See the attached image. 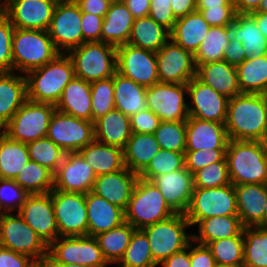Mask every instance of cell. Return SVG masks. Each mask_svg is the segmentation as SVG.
I'll return each instance as SVG.
<instances>
[{
	"label": "cell",
	"mask_w": 267,
	"mask_h": 267,
	"mask_svg": "<svg viewBox=\"0 0 267 267\" xmlns=\"http://www.w3.org/2000/svg\"><path fill=\"white\" fill-rule=\"evenodd\" d=\"M225 127L229 140L263 141L267 133V97L241 93L230 98Z\"/></svg>",
	"instance_id": "6da1fadb"
},
{
	"label": "cell",
	"mask_w": 267,
	"mask_h": 267,
	"mask_svg": "<svg viewBox=\"0 0 267 267\" xmlns=\"http://www.w3.org/2000/svg\"><path fill=\"white\" fill-rule=\"evenodd\" d=\"M225 157L233 185L267 184V154L263 141L229 140Z\"/></svg>",
	"instance_id": "7a4b0ae2"
},
{
	"label": "cell",
	"mask_w": 267,
	"mask_h": 267,
	"mask_svg": "<svg viewBox=\"0 0 267 267\" xmlns=\"http://www.w3.org/2000/svg\"><path fill=\"white\" fill-rule=\"evenodd\" d=\"M25 76L27 99L56 105L75 73L70 57L60 53L49 63L29 71Z\"/></svg>",
	"instance_id": "3957f363"
},
{
	"label": "cell",
	"mask_w": 267,
	"mask_h": 267,
	"mask_svg": "<svg viewBox=\"0 0 267 267\" xmlns=\"http://www.w3.org/2000/svg\"><path fill=\"white\" fill-rule=\"evenodd\" d=\"M174 214L156 185L139 177L124 211L125 222L135 229H143Z\"/></svg>",
	"instance_id": "277c9868"
},
{
	"label": "cell",
	"mask_w": 267,
	"mask_h": 267,
	"mask_svg": "<svg viewBox=\"0 0 267 267\" xmlns=\"http://www.w3.org/2000/svg\"><path fill=\"white\" fill-rule=\"evenodd\" d=\"M60 54L46 30L15 28L12 39L13 72L26 75Z\"/></svg>",
	"instance_id": "5b68a950"
},
{
	"label": "cell",
	"mask_w": 267,
	"mask_h": 267,
	"mask_svg": "<svg viewBox=\"0 0 267 267\" xmlns=\"http://www.w3.org/2000/svg\"><path fill=\"white\" fill-rule=\"evenodd\" d=\"M75 76L92 83L108 79L117 72V47L101 41L84 42L67 53Z\"/></svg>",
	"instance_id": "8992f818"
},
{
	"label": "cell",
	"mask_w": 267,
	"mask_h": 267,
	"mask_svg": "<svg viewBox=\"0 0 267 267\" xmlns=\"http://www.w3.org/2000/svg\"><path fill=\"white\" fill-rule=\"evenodd\" d=\"M190 226L184 214L176 213L164 221L142 229L147 235L154 262L158 266L190 244L193 234H187L185 231Z\"/></svg>",
	"instance_id": "52a82bcc"
},
{
	"label": "cell",
	"mask_w": 267,
	"mask_h": 267,
	"mask_svg": "<svg viewBox=\"0 0 267 267\" xmlns=\"http://www.w3.org/2000/svg\"><path fill=\"white\" fill-rule=\"evenodd\" d=\"M56 110L54 104L34 102L29 99L2 128L10 139L29 143L46 137L50 119Z\"/></svg>",
	"instance_id": "ba28073f"
},
{
	"label": "cell",
	"mask_w": 267,
	"mask_h": 267,
	"mask_svg": "<svg viewBox=\"0 0 267 267\" xmlns=\"http://www.w3.org/2000/svg\"><path fill=\"white\" fill-rule=\"evenodd\" d=\"M184 215L191 226L210 217L238 215L234 185L231 183L215 188L194 187Z\"/></svg>",
	"instance_id": "9c48e42d"
},
{
	"label": "cell",
	"mask_w": 267,
	"mask_h": 267,
	"mask_svg": "<svg viewBox=\"0 0 267 267\" xmlns=\"http://www.w3.org/2000/svg\"><path fill=\"white\" fill-rule=\"evenodd\" d=\"M0 246L29 256L34 261L46 260L48 257V245L18 212L16 215L12 212L2 214L0 218Z\"/></svg>",
	"instance_id": "30bf717a"
},
{
	"label": "cell",
	"mask_w": 267,
	"mask_h": 267,
	"mask_svg": "<svg viewBox=\"0 0 267 267\" xmlns=\"http://www.w3.org/2000/svg\"><path fill=\"white\" fill-rule=\"evenodd\" d=\"M47 263L79 264L107 267L102 251L94 237L59 236L48 246Z\"/></svg>",
	"instance_id": "8fae6325"
},
{
	"label": "cell",
	"mask_w": 267,
	"mask_h": 267,
	"mask_svg": "<svg viewBox=\"0 0 267 267\" xmlns=\"http://www.w3.org/2000/svg\"><path fill=\"white\" fill-rule=\"evenodd\" d=\"M47 137L65 153L79 152L95 140L94 123L56 109L49 122Z\"/></svg>",
	"instance_id": "7c38bea8"
},
{
	"label": "cell",
	"mask_w": 267,
	"mask_h": 267,
	"mask_svg": "<svg viewBox=\"0 0 267 267\" xmlns=\"http://www.w3.org/2000/svg\"><path fill=\"white\" fill-rule=\"evenodd\" d=\"M82 12L75 2L58 0L48 34L59 53L67 54L83 44Z\"/></svg>",
	"instance_id": "4fadbf2b"
},
{
	"label": "cell",
	"mask_w": 267,
	"mask_h": 267,
	"mask_svg": "<svg viewBox=\"0 0 267 267\" xmlns=\"http://www.w3.org/2000/svg\"><path fill=\"white\" fill-rule=\"evenodd\" d=\"M59 236H88L86 194L51 191Z\"/></svg>",
	"instance_id": "5bb4252c"
},
{
	"label": "cell",
	"mask_w": 267,
	"mask_h": 267,
	"mask_svg": "<svg viewBox=\"0 0 267 267\" xmlns=\"http://www.w3.org/2000/svg\"><path fill=\"white\" fill-rule=\"evenodd\" d=\"M187 84L157 83L147 87V107L161 121H186L189 116L185 96Z\"/></svg>",
	"instance_id": "9a60e30c"
},
{
	"label": "cell",
	"mask_w": 267,
	"mask_h": 267,
	"mask_svg": "<svg viewBox=\"0 0 267 267\" xmlns=\"http://www.w3.org/2000/svg\"><path fill=\"white\" fill-rule=\"evenodd\" d=\"M117 72L145 87L160 82L156 53L128 43L117 47Z\"/></svg>",
	"instance_id": "2e32d148"
},
{
	"label": "cell",
	"mask_w": 267,
	"mask_h": 267,
	"mask_svg": "<svg viewBox=\"0 0 267 267\" xmlns=\"http://www.w3.org/2000/svg\"><path fill=\"white\" fill-rule=\"evenodd\" d=\"M160 83L187 84L196 77L194 55L171 38L156 52Z\"/></svg>",
	"instance_id": "e0dca14e"
},
{
	"label": "cell",
	"mask_w": 267,
	"mask_h": 267,
	"mask_svg": "<svg viewBox=\"0 0 267 267\" xmlns=\"http://www.w3.org/2000/svg\"><path fill=\"white\" fill-rule=\"evenodd\" d=\"M58 0H6L3 13L15 28L48 30Z\"/></svg>",
	"instance_id": "ac0fdd59"
},
{
	"label": "cell",
	"mask_w": 267,
	"mask_h": 267,
	"mask_svg": "<svg viewBox=\"0 0 267 267\" xmlns=\"http://www.w3.org/2000/svg\"><path fill=\"white\" fill-rule=\"evenodd\" d=\"M97 176L79 152L65 153L54 173L53 189L87 194L92 191Z\"/></svg>",
	"instance_id": "d6986e66"
},
{
	"label": "cell",
	"mask_w": 267,
	"mask_h": 267,
	"mask_svg": "<svg viewBox=\"0 0 267 267\" xmlns=\"http://www.w3.org/2000/svg\"><path fill=\"white\" fill-rule=\"evenodd\" d=\"M18 213L48 246L59 237L51 192L29 194Z\"/></svg>",
	"instance_id": "ffe728a7"
},
{
	"label": "cell",
	"mask_w": 267,
	"mask_h": 267,
	"mask_svg": "<svg viewBox=\"0 0 267 267\" xmlns=\"http://www.w3.org/2000/svg\"><path fill=\"white\" fill-rule=\"evenodd\" d=\"M187 89L192 105H188L189 116L225 123L229 98L203 84L196 77L187 83Z\"/></svg>",
	"instance_id": "44dd1931"
},
{
	"label": "cell",
	"mask_w": 267,
	"mask_h": 267,
	"mask_svg": "<svg viewBox=\"0 0 267 267\" xmlns=\"http://www.w3.org/2000/svg\"><path fill=\"white\" fill-rule=\"evenodd\" d=\"M152 182L175 213L184 214L194 191L193 174L185 167L155 177Z\"/></svg>",
	"instance_id": "7402d4cb"
},
{
	"label": "cell",
	"mask_w": 267,
	"mask_h": 267,
	"mask_svg": "<svg viewBox=\"0 0 267 267\" xmlns=\"http://www.w3.org/2000/svg\"><path fill=\"white\" fill-rule=\"evenodd\" d=\"M138 178L137 173L124 167L117 172L97 176L91 192L125 211Z\"/></svg>",
	"instance_id": "603a6c76"
},
{
	"label": "cell",
	"mask_w": 267,
	"mask_h": 267,
	"mask_svg": "<svg viewBox=\"0 0 267 267\" xmlns=\"http://www.w3.org/2000/svg\"><path fill=\"white\" fill-rule=\"evenodd\" d=\"M229 138L225 123L212 122L188 116L186 120L185 151L200 149H227Z\"/></svg>",
	"instance_id": "cb8c5ba5"
},
{
	"label": "cell",
	"mask_w": 267,
	"mask_h": 267,
	"mask_svg": "<svg viewBox=\"0 0 267 267\" xmlns=\"http://www.w3.org/2000/svg\"><path fill=\"white\" fill-rule=\"evenodd\" d=\"M237 210L243 227H263L267 184L234 185Z\"/></svg>",
	"instance_id": "d4e9b609"
},
{
	"label": "cell",
	"mask_w": 267,
	"mask_h": 267,
	"mask_svg": "<svg viewBox=\"0 0 267 267\" xmlns=\"http://www.w3.org/2000/svg\"><path fill=\"white\" fill-rule=\"evenodd\" d=\"M196 78L229 99L241 94L236 66L226 61L198 65Z\"/></svg>",
	"instance_id": "484cf974"
},
{
	"label": "cell",
	"mask_w": 267,
	"mask_h": 267,
	"mask_svg": "<svg viewBox=\"0 0 267 267\" xmlns=\"http://www.w3.org/2000/svg\"><path fill=\"white\" fill-rule=\"evenodd\" d=\"M88 236L94 237L125 222L124 211L93 192L86 194Z\"/></svg>",
	"instance_id": "4316f807"
},
{
	"label": "cell",
	"mask_w": 267,
	"mask_h": 267,
	"mask_svg": "<svg viewBox=\"0 0 267 267\" xmlns=\"http://www.w3.org/2000/svg\"><path fill=\"white\" fill-rule=\"evenodd\" d=\"M27 100L26 76L0 73V130Z\"/></svg>",
	"instance_id": "83f0119b"
},
{
	"label": "cell",
	"mask_w": 267,
	"mask_h": 267,
	"mask_svg": "<svg viewBox=\"0 0 267 267\" xmlns=\"http://www.w3.org/2000/svg\"><path fill=\"white\" fill-rule=\"evenodd\" d=\"M134 20L124 2H112L102 23L101 42L115 47L127 44Z\"/></svg>",
	"instance_id": "f1b7e54d"
},
{
	"label": "cell",
	"mask_w": 267,
	"mask_h": 267,
	"mask_svg": "<svg viewBox=\"0 0 267 267\" xmlns=\"http://www.w3.org/2000/svg\"><path fill=\"white\" fill-rule=\"evenodd\" d=\"M56 109L92 122L91 83L74 77L64 88Z\"/></svg>",
	"instance_id": "f546056e"
},
{
	"label": "cell",
	"mask_w": 267,
	"mask_h": 267,
	"mask_svg": "<svg viewBox=\"0 0 267 267\" xmlns=\"http://www.w3.org/2000/svg\"><path fill=\"white\" fill-rule=\"evenodd\" d=\"M210 28L211 26L204 20L202 14L195 10L186 16L177 18L170 31V38L195 55Z\"/></svg>",
	"instance_id": "4dcf8cb0"
},
{
	"label": "cell",
	"mask_w": 267,
	"mask_h": 267,
	"mask_svg": "<svg viewBox=\"0 0 267 267\" xmlns=\"http://www.w3.org/2000/svg\"><path fill=\"white\" fill-rule=\"evenodd\" d=\"M94 131L96 141L124 149L132 134L130 117L113 109L94 122Z\"/></svg>",
	"instance_id": "1f68e13d"
},
{
	"label": "cell",
	"mask_w": 267,
	"mask_h": 267,
	"mask_svg": "<svg viewBox=\"0 0 267 267\" xmlns=\"http://www.w3.org/2000/svg\"><path fill=\"white\" fill-rule=\"evenodd\" d=\"M115 109L131 117L147 109V87L137 84L118 72L113 76Z\"/></svg>",
	"instance_id": "d6a6232c"
},
{
	"label": "cell",
	"mask_w": 267,
	"mask_h": 267,
	"mask_svg": "<svg viewBox=\"0 0 267 267\" xmlns=\"http://www.w3.org/2000/svg\"><path fill=\"white\" fill-rule=\"evenodd\" d=\"M231 33L242 43L245 59L267 55V38L249 13H236L230 25Z\"/></svg>",
	"instance_id": "836d02e7"
},
{
	"label": "cell",
	"mask_w": 267,
	"mask_h": 267,
	"mask_svg": "<svg viewBox=\"0 0 267 267\" xmlns=\"http://www.w3.org/2000/svg\"><path fill=\"white\" fill-rule=\"evenodd\" d=\"M79 153L91 166L96 176L117 172L125 167L123 149L96 140L82 148Z\"/></svg>",
	"instance_id": "e575fe53"
},
{
	"label": "cell",
	"mask_w": 267,
	"mask_h": 267,
	"mask_svg": "<svg viewBox=\"0 0 267 267\" xmlns=\"http://www.w3.org/2000/svg\"><path fill=\"white\" fill-rule=\"evenodd\" d=\"M160 149L154 134L132 133L123 149L124 165L139 174Z\"/></svg>",
	"instance_id": "d590c367"
},
{
	"label": "cell",
	"mask_w": 267,
	"mask_h": 267,
	"mask_svg": "<svg viewBox=\"0 0 267 267\" xmlns=\"http://www.w3.org/2000/svg\"><path fill=\"white\" fill-rule=\"evenodd\" d=\"M169 39L168 29L145 16L134 20L128 44L156 53Z\"/></svg>",
	"instance_id": "8d00e7d4"
},
{
	"label": "cell",
	"mask_w": 267,
	"mask_h": 267,
	"mask_svg": "<svg viewBox=\"0 0 267 267\" xmlns=\"http://www.w3.org/2000/svg\"><path fill=\"white\" fill-rule=\"evenodd\" d=\"M196 226L199 234H193V242L203 245L219 239L235 237L244 228L238 215L206 218Z\"/></svg>",
	"instance_id": "74e56055"
},
{
	"label": "cell",
	"mask_w": 267,
	"mask_h": 267,
	"mask_svg": "<svg viewBox=\"0 0 267 267\" xmlns=\"http://www.w3.org/2000/svg\"><path fill=\"white\" fill-rule=\"evenodd\" d=\"M29 160L27 144L10 139L0 130V178L14 180Z\"/></svg>",
	"instance_id": "f35d334b"
},
{
	"label": "cell",
	"mask_w": 267,
	"mask_h": 267,
	"mask_svg": "<svg viewBox=\"0 0 267 267\" xmlns=\"http://www.w3.org/2000/svg\"><path fill=\"white\" fill-rule=\"evenodd\" d=\"M241 93L265 94L267 90V55L251 57L236 66Z\"/></svg>",
	"instance_id": "ab89813d"
},
{
	"label": "cell",
	"mask_w": 267,
	"mask_h": 267,
	"mask_svg": "<svg viewBox=\"0 0 267 267\" xmlns=\"http://www.w3.org/2000/svg\"><path fill=\"white\" fill-rule=\"evenodd\" d=\"M134 230L131 224L124 222L116 228L94 236L108 264L120 262Z\"/></svg>",
	"instance_id": "60d3db41"
},
{
	"label": "cell",
	"mask_w": 267,
	"mask_h": 267,
	"mask_svg": "<svg viewBox=\"0 0 267 267\" xmlns=\"http://www.w3.org/2000/svg\"><path fill=\"white\" fill-rule=\"evenodd\" d=\"M230 35V26L211 27L194 55L196 67L208 62L222 61L230 44Z\"/></svg>",
	"instance_id": "b9f144b4"
},
{
	"label": "cell",
	"mask_w": 267,
	"mask_h": 267,
	"mask_svg": "<svg viewBox=\"0 0 267 267\" xmlns=\"http://www.w3.org/2000/svg\"><path fill=\"white\" fill-rule=\"evenodd\" d=\"M14 181L28 194L50 193L54 185V173L35 161L29 160Z\"/></svg>",
	"instance_id": "7bdbcfd3"
},
{
	"label": "cell",
	"mask_w": 267,
	"mask_h": 267,
	"mask_svg": "<svg viewBox=\"0 0 267 267\" xmlns=\"http://www.w3.org/2000/svg\"><path fill=\"white\" fill-rule=\"evenodd\" d=\"M243 267H267V228L244 227Z\"/></svg>",
	"instance_id": "ee69618b"
},
{
	"label": "cell",
	"mask_w": 267,
	"mask_h": 267,
	"mask_svg": "<svg viewBox=\"0 0 267 267\" xmlns=\"http://www.w3.org/2000/svg\"><path fill=\"white\" fill-rule=\"evenodd\" d=\"M218 266L243 267V230L235 237L223 238L207 244Z\"/></svg>",
	"instance_id": "f6af8a7d"
},
{
	"label": "cell",
	"mask_w": 267,
	"mask_h": 267,
	"mask_svg": "<svg viewBox=\"0 0 267 267\" xmlns=\"http://www.w3.org/2000/svg\"><path fill=\"white\" fill-rule=\"evenodd\" d=\"M118 267H157L154 262L150 243L142 229H135L123 258Z\"/></svg>",
	"instance_id": "bcb514c9"
},
{
	"label": "cell",
	"mask_w": 267,
	"mask_h": 267,
	"mask_svg": "<svg viewBox=\"0 0 267 267\" xmlns=\"http://www.w3.org/2000/svg\"><path fill=\"white\" fill-rule=\"evenodd\" d=\"M185 167V152L160 149L149 164L138 174L140 178L152 181L155 177Z\"/></svg>",
	"instance_id": "7dc6e473"
},
{
	"label": "cell",
	"mask_w": 267,
	"mask_h": 267,
	"mask_svg": "<svg viewBox=\"0 0 267 267\" xmlns=\"http://www.w3.org/2000/svg\"><path fill=\"white\" fill-rule=\"evenodd\" d=\"M30 160L35 161L55 173L65 152L47 136L27 143Z\"/></svg>",
	"instance_id": "c3c4849f"
},
{
	"label": "cell",
	"mask_w": 267,
	"mask_h": 267,
	"mask_svg": "<svg viewBox=\"0 0 267 267\" xmlns=\"http://www.w3.org/2000/svg\"><path fill=\"white\" fill-rule=\"evenodd\" d=\"M154 136L161 149L185 152L186 121H161Z\"/></svg>",
	"instance_id": "681fc988"
},
{
	"label": "cell",
	"mask_w": 267,
	"mask_h": 267,
	"mask_svg": "<svg viewBox=\"0 0 267 267\" xmlns=\"http://www.w3.org/2000/svg\"><path fill=\"white\" fill-rule=\"evenodd\" d=\"M92 122L115 109L113 77L91 83Z\"/></svg>",
	"instance_id": "f907efd6"
},
{
	"label": "cell",
	"mask_w": 267,
	"mask_h": 267,
	"mask_svg": "<svg viewBox=\"0 0 267 267\" xmlns=\"http://www.w3.org/2000/svg\"><path fill=\"white\" fill-rule=\"evenodd\" d=\"M194 187L215 188L231 184L226 157L193 174Z\"/></svg>",
	"instance_id": "816d5d0a"
},
{
	"label": "cell",
	"mask_w": 267,
	"mask_h": 267,
	"mask_svg": "<svg viewBox=\"0 0 267 267\" xmlns=\"http://www.w3.org/2000/svg\"><path fill=\"white\" fill-rule=\"evenodd\" d=\"M28 195L14 180L0 178V208L3 213L19 212Z\"/></svg>",
	"instance_id": "f5cc1de1"
},
{
	"label": "cell",
	"mask_w": 267,
	"mask_h": 267,
	"mask_svg": "<svg viewBox=\"0 0 267 267\" xmlns=\"http://www.w3.org/2000/svg\"><path fill=\"white\" fill-rule=\"evenodd\" d=\"M15 27L9 18L0 14V73L13 72L12 39Z\"/></svg>",
	"instance_id": "db71d44e"
},
{
	"label": "cell",
	"mask_w": 267,
	"mask_h": 267,
	"mask_svg": "<svg viewBox=\"0 0 267 267\" xmlns=\"http://www.w3.org/2000/svg\"><path fill=\"white\" fill-rule=\"evenodd\" d=\"M226 149H200L197 151H185V168L194 174L201 168L221 161L225 157Z\"/></svg>",
	"instance_id": "11a10c76"
},
{
	"label": "cell",
	"mask_w": 267,
	"mask_h": 267,
	"mask_svg": "<svg viewBox=\"0 0 267 267\" xmlns=\"http://www.w3.org/2000/svg\"><path fill=\"white\" fill-rule=\"evenodd\" d=\"M149 16L169 31L173 29L177 21L171 8V0H151Z\"/></svg>",
	"instance_id": "9f6ffc18"
},
{
	"label": "cell",
	"mask_w": 267,
	"mask_h": 267,
	"mask_svg": "<svg viewBox=\"0 0 267 267\" xmlns=\"http://www.w3.org/2000/svg\"><path fill=\"white\" fill-rule=\"evenodd\" d=\"M161 120L150 109L141 110L130 117L132 133L154 134Z\"/></svg>",
	"instance_id": "6f0895ef"
},
{
	"label": "cell",
	"mask_w": 267,
	"mask_h": 267,
	"mask_svg": "<svg viewBox=\"0 0 267 267\" xmlns=\"http://www.w3.org/2000/svg\"><path fill=\"white\" fill-rule=\"evenodd\" d=\"M199 11L204 20L211 26H230L234 22L236 15L234 8H210L196 9Z\"/></svg>",
	"instance_id": "680465c9"
},
{
	"label": "cell",
	"mask_w": 267,
	"mask_h": 267,
	"mask_svg": "<svg viewBox=\"0 0 267 267\" xmlns=\"http://www.w3.org/2000/svg\"><path fill=\"white\" fill-rule=\"evenodd\" d=\"M81 19L83 43L101 41V31L104 17L82 12Z\"/></svg>",
	"instance_id": "91938a15"
},
{
	"label": "cell",
	"mask_w": 267,
	"mask_h": 267,
	"mask_svg": "<svg viewBox=\"0 0 267 267\" xmlns=\"http://www.w3.org/2000/svg\"><path fill=\"white\" fill-rule=\"evenodd\" d=\"M190 242V261L191 267H216L217 264L207 245ZM194 245V246H193Z\"/></svg>",
	"instance_id": "94428289"
},
{
	"label": "cell",
	"mask_w": 267,
	"mask_h": 267,
	"mask_svg": "<svg viewBox=\"0 0 267 267\" xmlns=\"http://www.w3.org/2000/svg\"><path fill=\"white\" fill-rule=\"evenodd\" d=\"M34 262L29 256L0 246V267H29Z\"/></svg>",
	"instance_id": "6125c7cd"
},
{
	"label": "cell",
	"mask_w": 267,
	"mask_h": 267,
	"mask_svg": "<svg viewBox=\"0 0 267 267\" xmlns=\"http://www.w3.org/2000/svg\"><path fill=\"white\" fill-rule=\"evenodd\" d=\"M223 61L234 66L245 61V50L242 43L239 42L232 33L230 35V44L224 54Z\"/></svg>",
	"instance_id": "be15d7a7"
},
{
	"label": "cell",
	"mask_w": 267,
	"mask_h": 267,
	"mask_svg": "<svg viewBox=\"0 0 267 267\" xmlns=\"http://www.w3.org/2000/svg\"><path fill=\"white\" fill-rule=\"evenodd\" d=\"M81 12L104 17L112 0H78L75 2Z\"/></svg>",
	"instance_id": "e7e4bbea"
},
{
	"label": "cell",
	"mask_w": 267,
	"mask_h": 267,
	"mask_svg": "<svg viewBox=\"0 0 267 267\" xmlns=\"http://www.w3.org/2000/svg\"><path fill=\"white\" fill-rule=\"evenodd\" d=\"M162 267H191L190 244L161 263Z\"/></svg>",
	"instance_id": "03108f58"
},
{
	"label": "cell",
	"mask_w": 267,
	"mask_h": 267,
	"mask_svg": "<svg viewBox=\"0 0 267 267\" xmlns=\"http://www.w3.org/2000/svg\"><path fill=\"white\" fill-rule=\"evenodd\" d=\"M151 0H126L124 3L135 19L149 16Z\"/></svg>",
	"instance_id": "003e7915"
},
{
	"label": "cell",
	"mask_w": 267,
	"mask_h": 267,
	"mask_svg": "<svg viewBox=\"0 0 267 267\" xmlns=\"http://www.w3.org/2000/svg\"><path fill=\"white\" fill-rule=\"evenodd\" d=\"M171 8L175 17L180 18L196 10V0H171Z\"/></svg>",
	"instance_id": "a7ac6f4b"
},
{
	"label": "cell",
	"mask_w": 267,
	"mask_h": 267,
	"mask_svg": "<svg viewBox=\"0 0 267 267\" xmlns=\"http://www.w3.org/2000/svg\"><path fill=\"white\" fill-rule=\"evenodd\" d=\"M262 0H232L236 13H250L255 11Z\"/></svg>",
	"instance_id": "89a4df30"
},
{
	"label": "cell",
	"mask_w": 267,
	"mask_h": 267,
	"mask_svg": "<svg viewBox=\"0 0 267 267\" xmlns=\"http://www.w3.org/2000/svg\"><path fill=\"white\" fill-rule=\"evenodd\" d=\"M234 8L232 0H196V9Z\"/></svg>",
	"instance_id": "2644e50d"
},
{
	"label": "cell",
	"mask_w": 267,
	"mask_h": 267,
	"mask_svg": "<svg viewBox=\"0 0 267 267\" xmlns=\"http://www.w3.org/2000/svg\"><path fill=\"white\" fill-rule=\"evenodd\" d=\"M257 23L262 35L267 38V13L265 12H250L249 13Z\"/></svg>",
	"instance_id": "8c879c8a"
},
{
	"label": "cell",
	"mask_w": 267,
	"mask_h": 267,
	"mask_svg": "<svg viewBox=\"0 0 267 267\" xmlns=\"http://www.w3.org/2000/svg\"><path fill=\"white\" fill-rule=\"evenodd\" d=\"M48 267H92L79 264L47 263Z\"/></svg>",
	"instance_id": "753ad0ef"
},
{
	"label": "cell",
	"mask_w": 267,
	"mask_h": 267,
	"mask_svg": "<svg viewBox=\"0 0 267 267\" xmlns=\"http://www.w3.org/2000/svg\"><path fill=\"white\" fill-rule=\"evenodd\" d=\"M253 12H265L267 13V0H262L258 8Z\"/></svg>",
	"instance_id": "34e18365"
},
{
	"label": "cell",
	"mask_w": 267,
	"mask_h": 267,
	"mask_svg": "<svg viewBox=\"0 0 267 267\" xmlns=\"http://www.w3.org/2000/svg\"><path fill=\"white\" fill-rule=\"evenodd\" d=\"M29 267H48L47 261L42 260V261H35L31 266Z\"/></svg>",
	"instance_id": "11e5206c"
},
{
	"label": "cell",
	"mask_w": 267,
	"mask_h": 267,
	"mask_svg": "<svg viewBox=\"0 0 267 267\" xmlns=\"http://www.w3.org/2000/svg\"><path fill=\"white\" fill-rule=\"evenodd\" d=\"M265 213L263 218V228H267V194H266V203H265Z\"/></svg>",
	"instance_id": "2a66077c"
},
{
	"label": "cell",
	"mask_w": 267,
	"mask_h": 267,
	"mask_svg": "<svg viewBox=\"0 0 267 267\" xmlns=\"http://www.w3.org/2000/svg\"><path fill=\"white\" fill-rule=\"evenodd\" d=\"M263 143H264V146H265V149H266V154H267V133H266V136L263 140Z\"/></svg>",
	"instance_id": "b9fcfbb0"
},
{
	"label": "cell",
	"mask_w": 267,
	"mask_h": 267,
	"mask_svg": "<svg viewBox=\"0 0 267 267\" xmlns=\"http://www.w3.org/2000/svg\"><path fill=\"white\" fill-rule=\"evenodd\" d=\"M3 12L2 2H0V14Z\"/></svg>",
	"instance_id": "09005b40"
},
{
	"label": "cell",
	"mask_w": 267,
	"mask_h": 267,
	"mask_svg": "<svg viewBox=\"0 0 267 267\" xmlns=\"http://www.w3.org/2000/svg\"><path fill=\"white\" fill-rule=\"evenodd\" d=\"M63 1H66V2H77L78 0H63Z\"/></svg>",
	"instance_id": "979ff035"
},
{
	"label": "cell",
	"mask_w": 267,
	"mask_h": 267,
	"mask_svg": "<svg viewBox=\"0 0 267 267\" xmlns=\"http://www.w3.org/2000/svg\"><path fill=\"white\" fill-rule=\"evenodd\" d=\"M126 0H112V2H124Z\"/></svg>",
	"instance_id": "deb4b68c"
},
{
	"label": "cell",
	"mask_w": 267,
	"mask_h": 267,
	"mask_svg": "<svg viewBox=\"0 0 267 267\" xmlns=\"http://www.w3.org/2000/svg\"><path fill=\"white\" fill-rule=\"evenodd\" d=\"M216 267H234V266H218V265H217Z\"/></svg>",
	"instance_id": "67dfc351"
},
{
	"label": "cell",
	"mask_w": 267,
	"mask_h": 267,
	"mask_svg": "<svg viewBox=\"0 0 267 267\" xmlns=\"http://www.w3.org/2000/svg\"><path fill=\"white\" fill-rule=\"evenodd\" d=\"M2 214H3V212H2V210H1V208H0V218H1Z\"/></svg>",
	"instance_id": "b62a3aed"
}]
</instances>
